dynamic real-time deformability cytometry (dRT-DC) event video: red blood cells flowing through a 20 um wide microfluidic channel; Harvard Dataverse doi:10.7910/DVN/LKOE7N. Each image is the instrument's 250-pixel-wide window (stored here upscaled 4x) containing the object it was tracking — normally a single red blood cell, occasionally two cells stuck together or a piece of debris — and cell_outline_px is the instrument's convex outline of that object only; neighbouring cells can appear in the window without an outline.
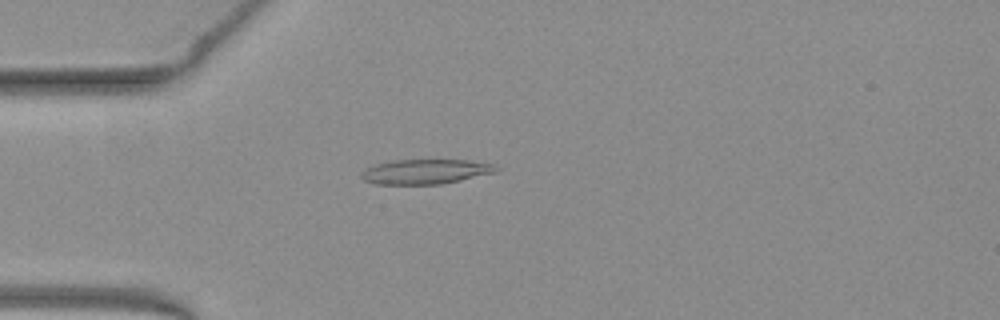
{"species": "common noctule bat (a hibernating species)", "species_latin": "Nyctalus noctula", "temperature_condition": "warm", "stored_images_in_passage": 17, "camera_frame_rate_fps": 3000, "um_per_image_px": 0.085, "animal": {"sex": "female", "body_mass_g": 19.3, "forearm_length_mm": 54.1}, "frame": {"image": 1, "passage_image": 14, "time_ms": 4.333, "image_size_px": [1000, 320], "cell_outline_px": [[500, 168], [496, 172], [460, 180], [440, 184], [376, 184], [364, 180], [360, 176], [360, 172], [364, 168], [376, 164], [392, 160], [468, 160], [492, 164]], "centroid_in_image_um": [36.12, 14.58], "position_along_channel_um": 48.9, "area_um2": 19.42}}